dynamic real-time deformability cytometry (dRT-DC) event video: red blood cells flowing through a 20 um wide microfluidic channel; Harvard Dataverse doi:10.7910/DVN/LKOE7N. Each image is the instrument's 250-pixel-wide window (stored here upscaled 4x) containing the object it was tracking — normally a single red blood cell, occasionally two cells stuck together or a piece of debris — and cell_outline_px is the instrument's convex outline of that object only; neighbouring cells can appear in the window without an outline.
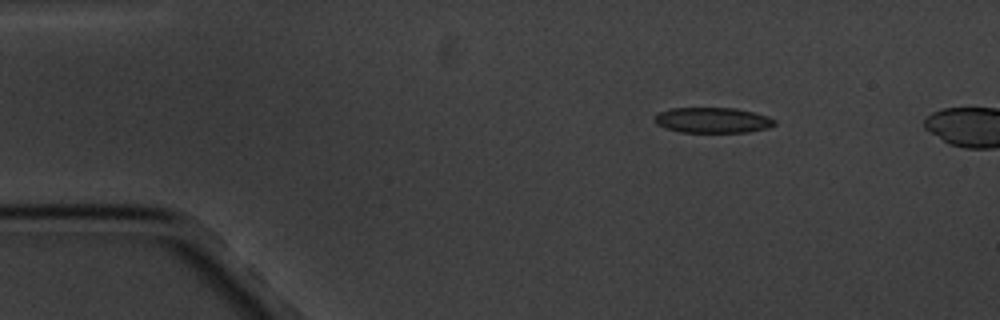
{"species": "common noctule bat (a hibernating species)", "species_latin": "Nyctalus noctula", "temperature_condition": "cold", "stored_images_in_passage": 2, "camera_frame_rate_fps": 3000, "um_per_image_px": 0.085, "animal": {"sex": "male", "body_mass_g": 20.1, "forearm_length_mm": 53.5}, "frame": {"image": 1, "passage_image": 1, "time_ms": 0.0, "image_size_px": [1000, 320], "cell_outline_px": [[776, 124], [768, 128], [748, 132], [680, 132], [664, 128], [656, 124], [652, 120], [652, 116], [660, 112], [672, 108], [736, 108], [768, 116], [776, 120]], "centroid_in_image_um": [60.54, 10.22], "position_along_channel_um": 24.5, "area_um2": 17.98}}